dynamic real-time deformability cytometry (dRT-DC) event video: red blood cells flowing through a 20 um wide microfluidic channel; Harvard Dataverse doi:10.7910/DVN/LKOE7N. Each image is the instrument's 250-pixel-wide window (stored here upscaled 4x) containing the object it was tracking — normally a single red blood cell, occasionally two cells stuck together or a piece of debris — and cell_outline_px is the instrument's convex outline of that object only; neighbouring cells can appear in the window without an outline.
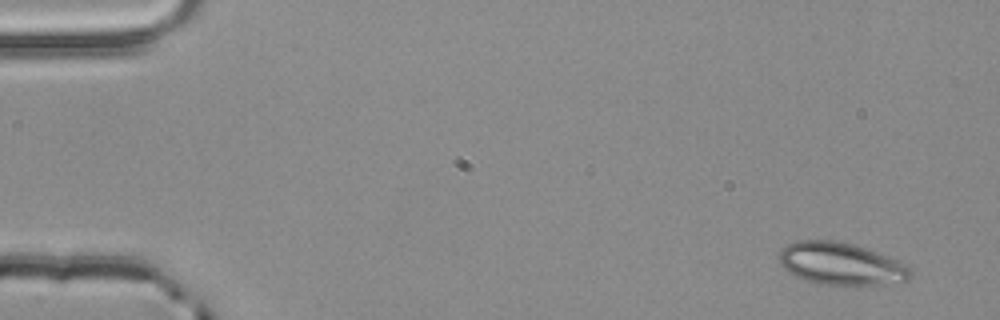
{"species": "common noctule bat (a hibernating species)", "species_latin": "Nyctalus noctula", "temperature_condition": "room temperature", "stored_images_in_passage": 4, "camera_frame_rate_fps": 3000, "um_per_image_px": 0.085, "animal": {"sex": "male", "body_mass_g": 20.4}, "frame": {"image": 1, "passage_image": 1, "time_ms": 0.0, "image_size_px": [1000, 320], "cell_outline_px": [[912, 276], [908, 280], [856, 288], [816, 284], [804, 280], [788, 272], [780, 264], [780, 252], [788, 244], [796, 240], [832, 240], [852, 244], [864, 248], [904, 264], [912, 272]], "centroid_in_image_um": [71.45, 22.48], "position_along_channel_um": 13.6, "area_um2": 32.71}}